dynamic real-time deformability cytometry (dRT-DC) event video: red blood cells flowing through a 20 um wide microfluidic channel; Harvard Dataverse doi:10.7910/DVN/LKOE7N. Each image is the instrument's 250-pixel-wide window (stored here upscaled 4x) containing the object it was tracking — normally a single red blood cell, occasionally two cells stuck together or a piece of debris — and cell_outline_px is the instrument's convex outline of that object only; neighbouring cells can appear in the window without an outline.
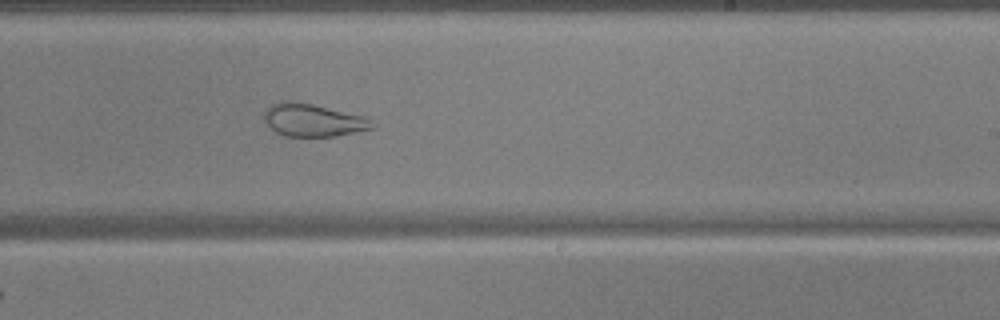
{"species": "common noctule bat (a hibernating species)", "species_latin": "Nyctalus noctula", "temperature_condition": "warm", "stored_images_in_passage": 36, "camera_frame_rate_fps": 3000, "um_per_image_px": 0.085, "animal": {"sex": "male", "body_mass_g": 17.9, "forearm_length_mm": 54.2}, "frame": {"image": 1, "passage_image": 16, "time_ms": 5.0, "image_size_px": [1000, 320], "cell_outline_px": [[376, 124], [372, 128], [336, 136], [284, 136], [276, 132], [264, 120], [264, 112], [272, 104], [280, 100], [288, 100], [312, 104], [364, 116]], "centroid_in_image_um": [26.59, 10.2], "position_along_channel_um": 262.4, "area_um2": 20.4}, "authors_computed_cell_mechanics": {"area_um2": 26.8192, "velocity_mm_per_s": 3.827, "shape_relaxation_time_tau1_ms": null, "shape_relaxation_time_tau2_ms": 1.3835, "deformation_change_tau1": null, "deformation_change_tau2": 0.0821}}